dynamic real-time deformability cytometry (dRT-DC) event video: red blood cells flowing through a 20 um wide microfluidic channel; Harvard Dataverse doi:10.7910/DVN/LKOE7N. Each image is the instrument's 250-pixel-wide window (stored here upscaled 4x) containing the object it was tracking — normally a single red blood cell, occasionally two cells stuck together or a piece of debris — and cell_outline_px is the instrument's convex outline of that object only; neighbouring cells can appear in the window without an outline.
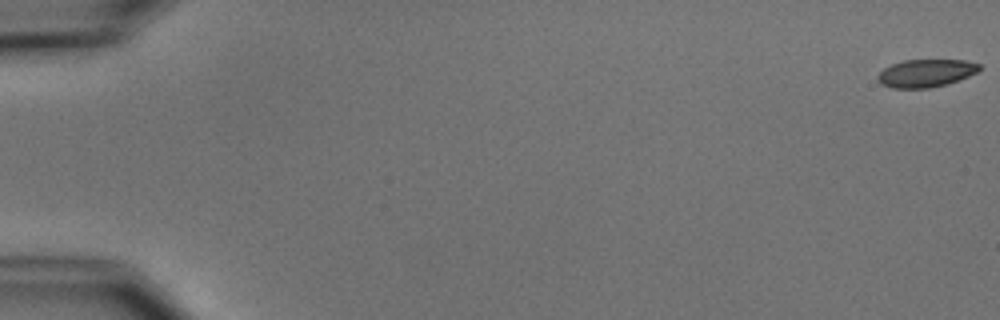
{"species": "common noctule bat (a hibernating species)", "species_latin": "Nyctalus noctula", "temperature_condition": "cold", "stored_images_in_passage": 55, "camera_frame_rate_fps": 3000, "um_per_image_px": 0.085, "animal": {"sex": "male", "body_mass_g": 15.6}, "frame": {"image": 1, "passage_image": 1, "time_ms": 0.0, "image_size_px": [1000, 320], "cell_outline_px": [[980, 68], [976, 72], [968, 76], [948, 84], [928, 88], [892, 88], [880, 84], [876, 80], [876, 76], [884, 68], [892, 64], [904, 60], [964, 60], [980, 64]], "centroid_in_image_um": [78.66, 6.22], "position_along_channel_um": 6.3, "area_um2": 16.47}}
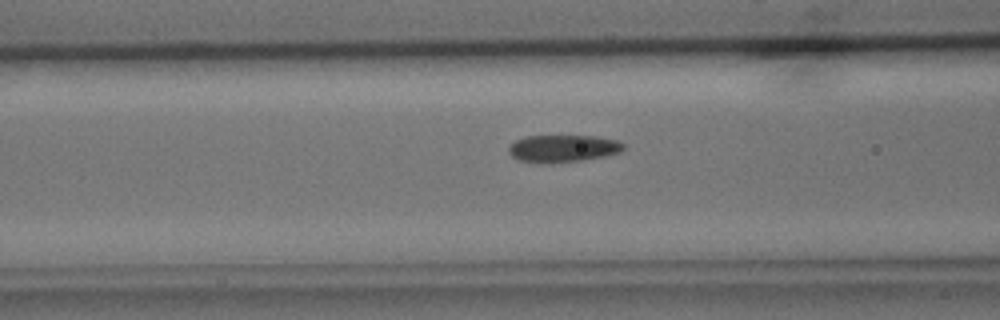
{"frame": {"image": 2, "passage_image": 23, "time_ms": 7.333, "image_size_px": [1000, 320], "cell_outline_px": [[624, 148], [620, 152], [604, 156], [580, 160], [548, 164], [540, 164], [516, 160], [508, 152], [508, 148], [516, 140], [524, 136], [596, 136], [616, 140], [624, 144]], "centroid_in_image_um": [47.8, 12.63], "position_along_channel_um": 118.8, "area_um2": 18.38}}
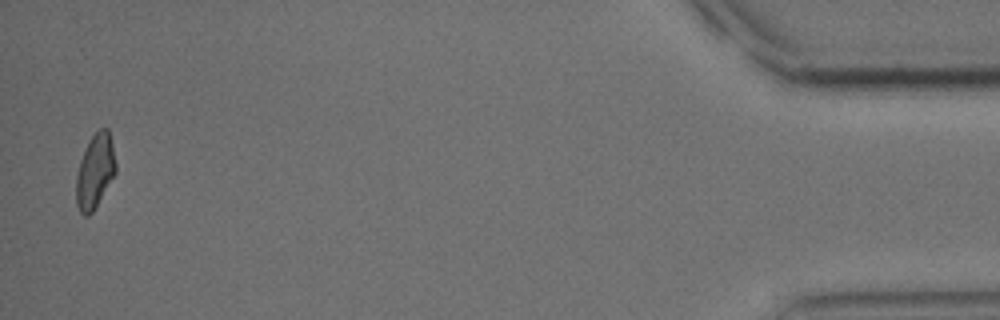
{"frame": {"image": 3, "passage_image": 54, "time_ms": 17.667, "image_size_px": [1000, 320], "cell_outline_px": [[116, 172], [92, 212], [88, 216], [84, 216], [80, 212], [76, 204], [76, 176], [80, 160], [92, 136], [100, 128], [108, 128], [112, 144], [116, 164]], "centroid_in_image_um": [8.07, 14.57], "position_along_channel_um": 427.1, "area_um2": 16.82}, "authors_computed_cell_mechanics": {"area_um2": 17.8024, "velocity_mm_per_s": 3.7613, "shape_relaxation_time_tau1_ms": 6.672, "shape_relaxation_time_tau2_ms": 5.6995, "deformation_change_tau1": 0.1257, "deformation_change_tau2": 0.0913}}